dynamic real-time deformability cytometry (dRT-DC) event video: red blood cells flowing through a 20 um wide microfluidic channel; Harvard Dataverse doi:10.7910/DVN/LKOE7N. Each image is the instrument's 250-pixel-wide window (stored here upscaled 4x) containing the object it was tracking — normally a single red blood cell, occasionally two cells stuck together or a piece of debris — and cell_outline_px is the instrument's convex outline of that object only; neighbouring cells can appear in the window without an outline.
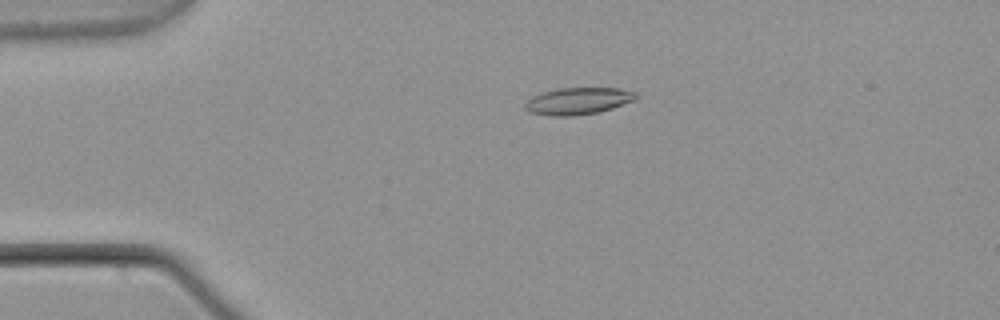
{"species": "common noctule bat (a hibernating species)", "species_latin": "Nyctalus noctula", "temperature_condition": "warm", "stored_images_in_passage": 54, "camera_frame_rate_fps": 3000, "um_per_image_px": 0.085, "animal": {"sex": "male", "body_mass_g": 21.5, "forearm_length_mm": 52.0}, "frame": {"image": 1, "passage_image": 12, "time_ms": 3.667, "image_size_px": [1000, 320], "cell_outline_px": [[636, 100], [612, 108], [596, 112], [572, 116], [552, 116], [528, 112], [524, 108], [524, 104], [532, 96], [556, 88], [620, 88], [636, 92]], "centroid_in_image_um": [49.12, 8.58], "position_along_channel_um": 35.9, "area_um2": 17.4}}
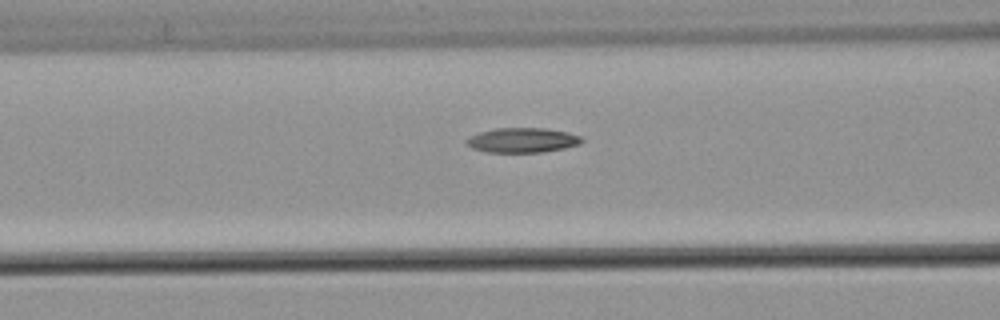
{"frame": {"image": 2, "passage_image": 22, "time_ms": 7.0, "image_size_px": [1000, 320], "cell_outline_px": [[584, 140], [580, 144], [564, 148], [544, 152], [484, 152], [472, 148], [464, 144], [464, 140], [468, 136], [480, 132], [496, 128], [544, 128], [568, 132], [580, 136]], "centroid_in_image_um": [44.36, 11.92], "position_along_channel_um": 122.2, "area_um2": 16.82}}
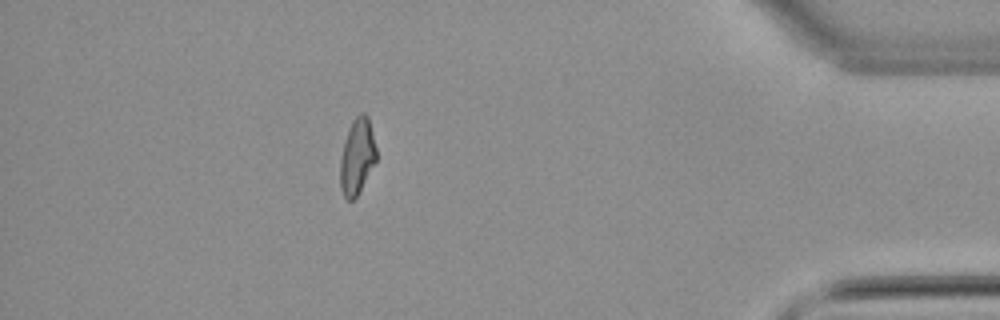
{"frame": {"image": 3, "passage_image": 48, "time_ms": 15.667, "image_size_px": [1000, 320], "cell_outline_px": [[376, 160], [356, 196], [352, 200], [348, 200], [344, 196], [340, 188], [340, 160], [348, 128], [352, 120], [360, 112], [364, 112], [368, 116], [376, 148]], "centroid_in_image_um": [30.34, 13.26], "position_along_channel_um": 404.9, "area_um2": 15.72}}